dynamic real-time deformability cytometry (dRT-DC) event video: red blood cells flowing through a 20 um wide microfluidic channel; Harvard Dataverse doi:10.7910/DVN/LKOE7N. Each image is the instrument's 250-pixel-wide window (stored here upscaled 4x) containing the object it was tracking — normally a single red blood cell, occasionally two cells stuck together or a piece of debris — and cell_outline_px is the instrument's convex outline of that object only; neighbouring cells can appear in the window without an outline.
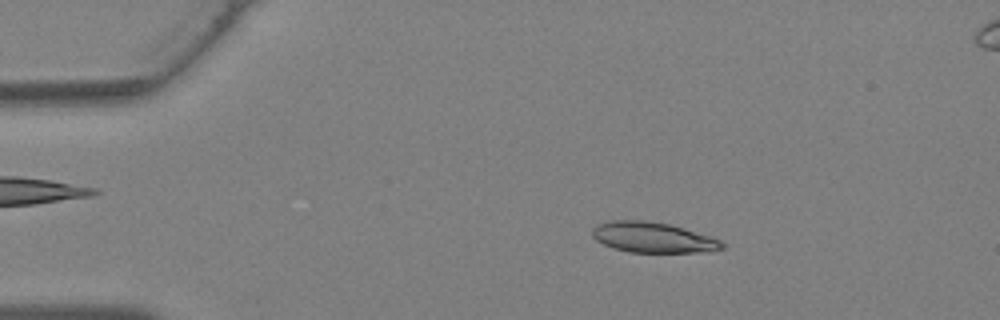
{"species": "Egyptian fruit bat (a non-hibernating species)", "species_latin": "Rousettus aegyptiacus", "temperature_condition": "warm", "stored_images_in_passage": 37, "camera_frame_rate_fps": 3000, "um_per_image_px": 0.085, "animal": {"sex": "female"}, "frame": {"image": 1, "passage_image": 6, "time_ms": 1.667, "image_size_px": [1000, 320], "cell_outline_px": [[724, 248], [712, 252], [628, 252], [604, 244], [596, 240], [592, 236], [592, 228], [596, 224], [612, 220], [644, 220], [668, 224], [712, 236], [720, 240], [724, 244]], "centroid_in_image_um": [55.51, 20.18], "position_along_channel_um": 29.5, "area_um2": 23.06}}
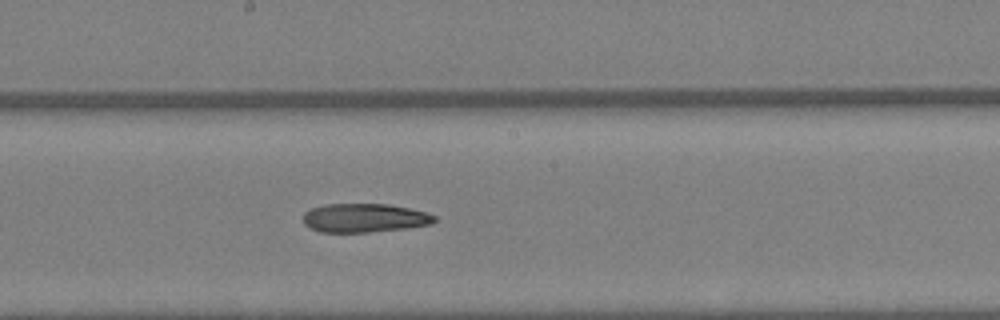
{"frame": {"image": 2, "passage_image": 20, "time_ms": 6.333, "image_size_px": [1000, 320], "cell_outline_px": [[436, 220], [432, 224], [404, 228], [368, 232], [320, 232], [304, 224], [304, 212], [312, 208], [324, 204], [388, 204], [408, 208], [424, 212], [436, 216]], "centroid_in_image_um": [30.96, 18.52], "position_along_channel_um": 217.2, "area_um2": 21.85}}
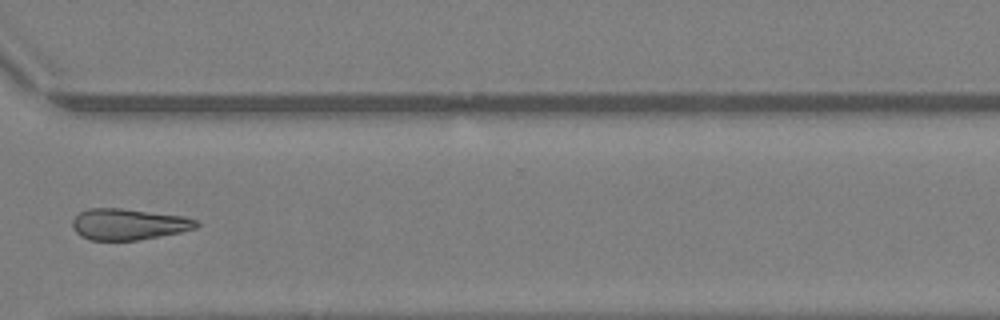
{"frame": {"image": 3, "passage_image": 28, "time_ms": 9.0, "image_size_px": [1000, 320], "cell_outline_px": [[200, 224], [196, 228], [180, 232], [136, 240], [88, 240], [80, 236], [72, 228], [72, 220], [80, 212], [88, 208], [120, 208], [184, 216], [196, 220]], "centroid_in_image_um": [10.89, 19.06], "position_along_channel_um": 359.7, "area_um2": 22.48}}